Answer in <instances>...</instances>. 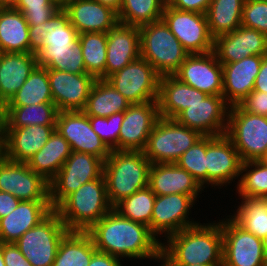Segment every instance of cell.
I'll list each match as a JSON object with an SVG mask.
<instances>
[{
  "mask_svg": "<svg viewBox=\"0 0 267 266\" xmlns=\"http://www.w3.org/2000/svg\"><path fill=\"white\" fill-rule=\"evenodd\" d=\"M176 164L191 174L203 188H206V136H203L184 152Z\"/></svg>",
  "mask_w": 267,
  "mask_h": 266,
  "instance_id": "obj_43",
  "label": "cell"
},
{
  "mask_svg": "<svg viewBox=\"0 0 267 266\" xmlns=\"http://www.w3.org/2000/svg\"><path fill=\"white\" fill-rule=\"evenodd\" d=\"M262 240H263L264 255H265V258L267 259V235Z\"/></svg>",
  "mask_w": 267,
  "mask_h": 266,
  "instance_id": "obj_58",
  "label": "cell"
},
{
  "mask_svg": "<svg viewBox=\"0 0 267 266\" xmlns=\"http://www.w3.org/2000/svg\"><path fill=\"white\" fill-rule=\"evenodd\" d=\"M174 76L207 95H222L223 68L214 51L189 54Z\"/></svg>",
  "mask_w": 267,
  "mask_h": 266,
  "instance_id": "obj_20",
  "label": "cell"
},
{
  "mask_svg": "<svg viewBox=\"0 0 267 266\" xmlns=\"http://www.w3.org/2000/svg\"><path fill=\"white\" fill-rule=\"evenodd\" d=\"M123 119L124 112L115 113L109 117L89 116L93 131L110 150H118V138Z\"/></svg>",
  "mask_w": 267,
  "mask_h": 266,
  "instance_id": "obj_44",
  "label": "cell"
},
{
  "mask_svg": "<svg viewBox=\"0 0 267 266\" xmlns=\"http://www.w3.org/2000/svg\"><path fill=\"white\" fill-rule=\"evenodd\" d=\"M121 259L107 253L96 251L88 266H123Z\"/></svg>",
  "mask_w": 267,
  "mask_h": 266,
  "instance_id": "obj_52",
  "label": "cell"
},
{
  "mask_svg": "<svg viewBox=\"0 0 267 266\" xmlns=\"http://www.w3.org/2000/svg\"><path fill=\"white\" fill-rule=\"evenodd\" d=\"M157 262H161L160 266H170L162 257Z\"/></svg>",
  "mask_w": 267,
  "mask_h": 266,
  "instance_id": "obj_62",
  "label": "cell"
},
{
  "mask_svg": "<svg viewBox=\"0 0 267 266\" xmlns=\"http://www.w3.org/2000/svg\"><path fill=\"white\" fill-rule=\"evenodd\" d=\"M0 52H30L29 25L15 8H0Z\"/></svg>",
  "mask_w": 267,
  "mask_h": 266,
  "instance_id": "obj_31",
  "label": "cell"
},
{
  "mask_svg": "<svg viewBox=\"0 0 267 266\" xmlns=\"http://www.w3.org/2000/svg\"><path fill=\"white\" fill-rule=\"evenodd\" d=\"M225 135L243 162L260 160L267 148V117L231 106Z\"/></svg>",
  "mask_w": 267,
  "mask_h": 266,
  "instance_id": "obj_8",
  "label": "cell"
},
{
  "mask_svg": "<svg viewBox=\"0 0 267 266\" xmlns=\"http://www.w3.org/2000/svg\"><path fill=\"white\" fill-rule=\"evenodd\" d=\"M214 53L223 64L234 63L253 55H267V36L255 29L239 26L214 39Z\"/></svg>",
  "mask_w": 267,
  "mask_h": 266,
  "instance_id": "obj_23",
  "label": "cell"
},
{
  "mask_svg": "<svg viewBox=\"0 0 267 266\" xmlns=\"http://www.w3.org/2000/svg\"><path fill=\"white\" fill-rule=\"evenodd\" d=\"M262 266H267V259L265 260Z\"/></svg>",
  "mask_w": 267,
  "mask_h": 266,
  "instance_id": "obj_64",
  "label": "cell"
},
{
  "mask_svg": "<svg viewBox=\"0 0 267 266\" xmlns=\"http://www.w3.org/2000/svg\"><path fill=\"white\" fill-rule=\"evenodd\" d=\"M97 251L122 258H161L162 240L150 228L121 216L113 208L88 231Z\"/></svg>",
  "mask_w": 267,
  "mask_h": 266,
  "instance_id": "obj_1",
  "label": "cell"
},
{
  "mask_svg": "<svg viewBox=\"0 0 267 266\" xmlns=\"http://www.w3.org/2000/svg\"><path fill=\"white\" fill-rule=\"evenodd\" d=\"M46 35L44 22L38 25H29L30 53L37 54L42 49L43 39Z\"/></svg>",
  "mask_w": 267,
  "mask_h": 266,
  "instance_id": "obj_50",
  "label": "cell"
},
{
  "mask_svg": "<svg viewBox=\"0 0 267 266\" xmlns=\"http://www.w3.org/2000/svg\"><path fill=\"white\" fill-rule=\"evenodd\" d=\"M58 110L53 102L26 106H5L1 111V128L32 125H56Z\"/></svg>",
  "mask_w": 267,
  "mask_h": 266,
  "instance_id": "obj_32",
  "label": "cell"
},
{
  "mask_svg": "<svg viewBox=\"0 0 267 266\" xmlns=\"http://www.w3.org/2000/svg\"><path fill=\"white\" fill-rule=\"evenodd\" d=\"M260 161L264 162V163H267V148H266V151L265 153L263 154L262 158L260 159Z\"/></svg>",
  "mask_w": 267,
  "mask_h": 266,
  "instance_id": "obj_61",
  "label": "cell"
},
{
  "mask_svg": "<svg viewBox=\"0 0 267 266\" xmlns=\"http://www.w3.org/2000/svg\"><path fill=\"white\" fill-rule=\"evenodd\" d=\"M161 19L189 54L213 51L214 38L206 14L177 10L166 3Z\"/></svg>",
  "mask_w": 267,
  "mask_h": 266,
  "instance_id": "obj_12",
  "label": "cell"
},
{
  "mask_svg": "<svg viewBox=\"0 0 267 266\" xmlns=\"http://www.w3.org/2000/svg\"><path fill=\"white\" fill-rule=\"evenodd\" d=\"M56 2L60 7H62L68 0H53Z\"/></svg>",
  "mask_w": 267,
  "mask_h": 266,
  "instance_id": "obj_60",
  "label": "cell"
},
{
  "mask_svg": "<svg viewBox=\"0 0 267 266\" xmlns=\"http://www.w3.org/2000/svg\"><path fill=\"white\" fill-rule=\"evenodd\" d=\"M190 86L174 75L162 76L159 79L158 106L162 118L175 119L189 107Z\"/></svg>",
  "mask_w": 267,
  "mask_h": 266,
  "instance_id": "obj_36",
  "label": "cell"
},
{
  "mask_svg": "<svg viewBox=\"0 0 267 266\" xmlns=\"http://www.w3.org/2000/svg\"><path fill=\"white\" fill-rule=\"evenodd\" d=\"M14 8L23 14L28 25H38L48 21L62 7L53 0H19Z\"/></svg>",
  "mask_w": 267,
  "mask_h": 266,
  "instance_id": "obj_45",
  "label": "cell"
},
{
  "mask_svg": "<svg viewBox=\"0 0 267 266\" xmlns=\"http://www.w3.org/2000/svg\"><path fill=\"white\" fill-rule=\"evenodd\" d=\"M0 110H1V91H0Z\"/></svg>",
  "mask_w": 267,
  "mask_h": 266,
  "instance_id": "obj_65",
  "label": "cell"
},
{
  "mask_svg": "<svg viewBox=\"0 0 267 266\" xmlns=\"http://www.w3.org/2000/svg\"><path fill=\"white\" fill-rule=\"evenodd\" d=\"M46 102H53L47 68L37 65L5 106L37 105Z\"/></svg>",
  "mask_w": 267,
  "mask_h": 266,
  "instance_id": "obj_37",
  "label": "cell"
},
{
  "mask_svg": "<svg viewBox=\"0 0 267 266\" xmlns=\"http://www.w3.org/2000/svg\"><path fill=\"white\" fill-rule=\"evenodd\" d=\"M151 162L140 151L111 150L104 161L103 175L112 207L148 186Z\"/></svg>",
  "mask_w": 267,
  "mask_h": 266,
  "instance_id": "obj_4",
  "label": "cell"
},
{
  "mask_svg": "<svg viewBox=\"0 0 267 266\" xmlns=\"http://www.w3.org/2000/svg\"><path fill=\"white\" fill-rule=\"evenodd\" d=\"M167 0H122L119 23L141 26L161 20Z\"/></svg>",
  "mask_w": 267,
  "mask_h": 266,
  "instance_id": "obj_40",
  "label": "cell"
},
{
  "mask_svg": "<svg viewBox=\"0 0 267 266\" xmlns=\"http://www.w3.org/2000/svg\"><path fill=\"white\" fill-rule=\"evenodd\" d=\"M242 201L229 215L240 227L260 239L267 235V198L239 197Z\"/></svg>",
  "mask_w": 267,
  "mask_h": 266,
  "instance_id": "obj_38",
  "label": "cell"
},
{
  "mask_svg": "<svg viewBox=\"0 0 267 266\" xmlns=\"http://www.w3.org/2000/svg\"><path fill=\"white\" fill-rule=\"evenodd\" d=\"M56 125L1 128L0 153L14 162H27L47 143Z\"/></svg>",
  "mask_w": 267,
  "mask_h": 266,
  "instance_id": "obj_22",
  "label": "cell"
},
{
  "mask_svg": "<svg viewBox=\"0 0 267 266\" xmlns=\"http://www.w3.org/2000/svg\"><path fill=\"white\" fill-rule=\"evenodd\" d=\"M36 54L0 52L1 111L37 66Z\"/></svg>",
  "mask_w": 267,
  "mask_h": 266,
  "instance_id": "obj_29",
  "label": "cell"
},
{
  "mask_svg": "<svg viewBox=\"0 0 267 266\" xmlns=\"http://www.w3.org/2000/svg\"><path fill=\"white\" fill-rule=\"evenodd\" d=\"M140 54L162 76L174 75L189 53L161 19L139 26Z\"/></svg>",
  "mask_w": 267,
  "mask_h": 266,
  "instance_id": "obj_6",
  "label": "cell"
},
{
  "mask_svg": "<svg viewBox=\"0 0 267 266\" xmlns=\"http://www.w3.org/2000/svg\"><path fill=\"white\" fill-rule=\"evenodd\" d=\"M3 259L5 266H32L15 243L3 244Z\"/></svg>",
  "mask_w": 267,
  "mask_h": 266,
  "instance_id": "obj_49",
  "label": "cell"
},
{
  "mask_svg": "<svg viewBox=\"0 0 267 266\" xmlns=\"http://www.w3.org/2000/svg\"><path fill=\"white\" fill-rule=\"evenodd\" d=\"M148 187L157 195L185 194L195 201L204 188L176 163L151 164Z\"/></svg>",
  "mask_w": 267,
  "mask_h": 266,
  "instance_id": "obj_25",
  "label": "cell"
},
{
  "mask_svg": "<svg viewBox=\"0 0 267 266\" xmlns=\"http://www.w3.org/2000/svg\"><path fill=\"white\" fill-rule=\"evenodd\" d=\"M211 0H167L174 9L206 14Z\"/></svg>",
  "mask_w": 267,
  "mask_h": 266,
  "instance_id": "obj_48",
  "label": "cell"
},
{
  "mask_svg": "<svg viewBox=\"0 0 267 266\" xmlns=\"http://www.w3.org/2000/svg\"><path fill=\"white\" fill-rule=\"evenodd\" d=\"M230 107L222 95H208L190 104L175 120L202 136H219L226 133Z\"/></svg>",
  "mask_w": 267,
  "mask_h": 266,
  "instance_id": "obj_15",
  "label": "cell"
},
{
  "mask_svg": "<svg viewBox=\"0 0 267 266\" xmlns=\"http://www.w3.org/2000/svg\"><path fill=\"white\" fill-rule=\"evenodd\" d=\"M68 231L53 210L37 226L26 231L15 245L32 266H52L59 243Z\"/></svg>",
  "mask_w": 267,
  "mask_h": 266,
  "instance_id": "obj_10",
  "label": "cell"
},
{
  "mask_svg": "<svg viewBox=\"0 0 267 266\" xmlns=\"http://www.w3.org/2000/svg\"><path fill=\"white\" fill-rule=\"evenodd\" d=\"M170 266H222V265L192 264V265H170Z\"/></svg>",
  "mask_w": 267,
  "mask_h": 266,
  "instance_id": "obj_59",
  "label": "cell"
},
{
  "mask_svg": "<svg viewBox=\"0 0 267 266\" xmlns=\"http://www.w3.org/2000/svg\"><path fill=\"white\" fill-rule=\"evenodd\" d=\"M96 251L87 231H68L59 243L52 266H88Z\"/></svg>",
  "mask_w": 267,
  "mask_h": 266,
  "instance_id": "obj_33",
  "label": "cell"
},
{
  "mask_svg": "<svg viewBox=\"0 0 267 266\" xmlns=\"http://www.w3.org/2000/svg\"><path fill=\"white\" fill-rule=\"evenodd\" d=\"M3 242L0 240V266H5V262L3 259Z\"/></svg>",
  "mask_w": 267,
  "mask_h": 266,
  "instance_id": "obj_57",
  "label": "cell"
},
{
  "mask_svg": "<svg viewBox=\"0 0 267 266\" xmlns=\"http://www.w3.org/2000/svg\"><path fill=\"white\" fill-rule=\"evenodd\" d=\"M140 56L139 27L118 23L107 32L105 79Z\"/></svg>",
  "mask_w": 267,
  "mask_h": 266,
  "instance_id": "obj_27",
  "label": "cell"
},
{
  "mask_svg": "<svg viewBox=\"0 0 267 266\" xmlns=\"http://www.w3.org/2000/svg\"><path fill=\"white\" fill-rule=\"evenodd\" d=\"M242 163L238 151L225 134L206 136L207 187L221 189L237 178L239 182Z\"/></svg>",
  "mask_w": 267,
  "mask_h": 266,
  "instance_id": "obj_14",
  "label": "cell"
},
{
  "mask_svg": "<svg viewBox=\"0 0 267 266\" xmlns=\"http://www.w3.org/2000/svg\"><path fill=\"white\" fill-rule=\"evenodd\" d=\"M104 161L99 157L72 151L62 168L49 182V201L54 210L81 185L103 175Z\"/></svg>",
  "mask_w": 267,
  "mask_h": 266,
  "instance_id": "obj_9",
  "label": "cell"
},
{
  "mask_svg": "<svg viewBox=\"0 0 267 266\" xmlns=\"http://www.w3.org/2000/svg\"><path fill=\"white\" fill-rule=\"evenodd\" d=\"M0 140H1V110H0Z\"/></svg>",
  "mask_w": 267,
  "mask_h": 266,
  "instance_id": "obj_63",
  "label": "cell"
},
{
  "mask_svg": "<svg viewBox=\"0 0 267 266\" xmlns=\"http://www.w3.org/2000/svg\"><path fill=\"white\" fill-rule=\"evenodd\" d=\"M56 130L68 141L71 150L95 155L105 161L111 150L93 131L83 111H58Z\"/></svg>",
  "mask_w": 267,
  "mask_h": 266,
  "instance_id": "obj_18",
  "label": "cell"
},
{
  "mask_svg": "<svg viewBox=\"0 0 267 266\" xmlns=\"http://www.w3.org/2000/svg\"><path fill=\"white\" fill-rule=\"evenodd\" d=\"M52 211L49 200L21 201L13 212L0 219V240L15 243Z\"/></svg>",
  "mask_w": 267,
  "mask_h": 266,
  "instance_id": "obj_28",
  "label": "cell"
},
{
  "mask_svg": "<svg viewBox=\"0 0 267 266\" xmlns=\"http://www.w3.org/2000/svg\"><path fill=\"white\" fill-rule=\"evenodd\" d=\"M159 79L154 67L141 56L106 78L131 104L157 101Z\"/></svg>",
  "mask_w": 267,
  "mask_h": 266,
  "instance_id": "obj_11",
  "label": "cell"
},
{
  "mask_svg": "<svg viewBox=\"0 0 267 266\" xmlns=\"http://www.w3.org/2000/svg\"><path fill=\"white\" fill-rule=\"evenodd\" d=\"M194 203L196 204V201L190 195H156L152 210L151 233L157 239L161 234L167 239L187 227L198 224L199 222L189 218Z\"/></svg>",
  "mask_w": 267,
  "mask_h": 266,
  "instance_id": "obj_17",
  "label": "cell"
},
{
  "mask_svg": "<svg viewBox=\"0 0 267 266\" xmlns=\"http://www.w3.org/2000/svg\"><path fill=\"white\" fill-rule=\"evenodd\" d=\"M53 103L58 111H83L96 78L47 69Z\"/></svg>",
  "mask_w": 267,
  "mask_h": 266,
  "instance_id": "obj_21",
  "label": "cell"
},
{
  "mask_svg": "<svg viewBox=\"0 0 267 266\" xmlns=\"http://www.w3.org/2000/svg\"><path fill=\"white\" fill-rule=\"evenodd\" d=\"M130 104L106 79H97L83 112L87 116L109 117L126 111Z\"/></svg>",
  "mask_w": 267,
  "mask_h": 266,
  "instance_id": "obj_34",
  "label": "cell"
},
{
  "mask_svg": "<svg viewBox=\"0 0 267 266\" xmlns=\"http://www.w3.org/2000/svg\"><path fill=\"white\" fill-rule=\"evenodd\" d=\"M244 3L245 0H211L206 16L214 39L241 26Z\"/></svg>",
  "mask_w": 267,
  "mask_h": 266,
  "instance_id": "obj_35",
  "label": "cell"
},
{
  "mask_svg": "<svg viewBox=\"0 0 267 266\" xmlns=\"http://www.w3.org/2000/svg\"><path fill=\"white\" fill-rule=\"evenodd\" d=\"M208 95L206 93H203L202 91L193 88L190 86V99H189V105L194 102H201L204 100Z\"/></svg>",
  "mask_w": 267,
  "mask_h": 266,
  "instance_id": "obj_54",
  "label": "cell"
},
{
  "mask_svg": "<svg viewBox=\"0 0 267 266\" xmlns=\"http://www.w3.org/2000/svg\"><path fill=\"white\" fill-rule=\"evenodd\" d=\"M244 111L267 117V93L252 90L250 94L238 104Z\"/></svg>",
  "mask_w": 267,
  "mask_h": 266,
  "instance_id": "obj_47",
  "label": "cell"
},
{
  "mask_svg": "<svg viewBox=\"0 0 267 266\" xmlns=\"http://www.w3.org/2000/svg\"><path fill=\"white\" fill-rule=\"evenodd\" d=\"M0 191L21 201L49 200V182L26 162H14L0 153Z\"/></svg>",
  "mask_w": 267,
  "mask_h": 266,
  "instance_id": "obj_16",
  "label": "cell"
},
{
  "mask_svg": "<svg viewBox=\"0 0 267 266\" xmlns=\"http://www.w3.org/2000/svg\"><path fill=\"white\" fill-rule=\"evenodd\" d=\"M161 245V257L169 265H222L221 222L199 223L169 236Z\"/></svg>",
  "mask_w": 267,
  "mask_h": 266,
  "instance_id": "obj_2",
  "label": "cell"
},
{
  "mask_svg": "<svg viewBox=\"0 0 267 266\" xmlns=\"http://www.w3.org/2000/svg\"><path fill=\"white\" fill-rule=\"evenodd\" d=\"M156 194L147 186L118 202L113 209L121 216L150 228Z\"/></svg>",
  "mask_w": 267,
  "mask_h": 266,
  "instance_id": "obj_41",
  "label": "cell"
},
{
  "mask_svg": "<svg viewBox=\"0 0 267 266\" xmlns=\"http://www.w3.org/2000/svg\"><path fill=\"white\" fill-rule=\"evenodd\" d=\"M241 26L258 30L267 36V1L245 0Z\"/></svg>",
  "mask_w": 267,
  "mask_h": 266,
  "instance_id": "obj_46",
  "label": "cell"
},
{
  "mask_svg": "<svg viewBox=\"0 0 267 266\" xmlns=\"http://www.w3.org/2000/svg\"><path fill=\"white\" fill-rule=\"evenodd\" d=\"M71 152L68 141L55 130L47 143L40 151L31 156L26 164L35 173L50 182L62 168Z\"/></svg>",
  "mask_w": 267,
  "mask_h": 266,
  "instance_id": "obj_30",
  "label": "cell"
},
{
  "mask_svg": "<svg viewBox=\"0 0 267 266\" xmlns=\"http://www.w3.org/2000/svg\"><path fill=\"white\" fill-rule=\"evenodd\" d=\"M62 9L79 34L107 33L119 23L118 13L96 0H68Z\"/></svg>",
  "mask_w": 267,
  "mask_h": 266,
  "instance_id": "obj_24",
  "label": "cell"
},
{
  "mask_svg": "<svg viewBox=\"0 0 267 266\" xmlns=\"http://www.w3.org/2000/svg\"><path fill=\"white\" fill-rule=\"evenodd\" d=\"M96 1L100 2L101 4L105 6L112 8L114 11L119 13L122 0H96Z\"/></svg>",
  "mask_w": 267,
  "mask_h": 266,
  "instance_id": "obj_55",
  "label": "cell"
},
{
  "mask_svg": "<svg viewBox=\"0 0 267 266\" xmlns=\"http://www.w3.org/2000/svg\"><path fill=\"white\" fill-rule=\"evenodd\" d=\"M20 202L21 200L12 194L0 191V219L13 212Z\"/></svg>",
  "mask_w": 267,
  "mask_h": 266,
  "instance_id": "obj_51",
  "label": "cell"
},
{
  "mask_svg": "<svg viewBox=\"0 0 267 266\" xmlns=\"http://www.w3.org/2000/svg\"><path fill=\"white\" fill-rule=\"evenodd\" d=\"M263 56L253 55L240 61L223 64L222 96L230 106L238 105L253 90Z\"/></svg>",
  "mask_w": 267,
  "mask_h": 266,
  "instance_id": "obj_26",
  "label": "cell"
},
{
  "mask_svg": "<svg viewBox=\"0 0 267 266\" xmlns=\"http://www.w3.org/2000/svg\"><path fill=\"white\" fill-rule=\"evenodd\" d=\"M227 217L220 220L222 266H262L266 260L263 240L244 230L229 215Z\"/></svg>",
  "mask_w": 267,
  "mask_h": 266,
  "instance_id": "obj_13",
  "label": "cell"
},
{
  "mask_svg": "<svg viewBox=\"0 0 267 266\" xmlns=\"http://www.w3.org/2000/svg\"><path fill=\"white\" fill-rule=\"evenodd\" d=\"M253 90L267 93V55L263 56L259 73L255 78Z\"/></svg>",
  "mask_w": 267,
  "mask_h": 266,
  "instance_id": "obj_53",
  "label": "cell"
},
{
  "mask_svg": "<svg viewBox=\"0 0 267 266\" xmlns=\"http://www.w3.org/2000/svg\"><path fill=\"white\" fill-rule=\"evenodd\" d=\"M159 118L158 101L130 104L124 111L118 150L143 152L148 137Z\"/></svg>",
  "mask_w": 267,
  "mask_h": 266,
  "instance_id": "obj_19",
  "label": "cell"
},
{
  "mask_svg": "<svg viewBox=\"0 0 267 266\" xmlns=\"http://www.w3.org/2000/svg\"><path fill=\"white\" fill-rule=\"evenodd\" d=\"M44 26L47 35L42 49L36 54L37 64L47 69L87 74L78 42L79 33L71 25L67 13L61 8L44 22Z\"/></svg>",
  "mask_w": 267,
  "mask_h": 266,
  "instance_id": "obj_3",
  "label": "cell"
},
{
  "mask_svg": "<svg viewBox=\"0 0 267 266\" xmlns=\"http://www.w3.org/2000/svg\"><path fill=\"white\" fill-rule=\"evenodd\" d=\"M236 192L240 197L267 198V163L243 162Z\"/></svg>",
  "mask_w": 267,
  "mask_h": 266,
  "instance_id": "obj_42",
  "label": "cell"
},
{
  "mask_svg": "<svg viewBox=\"0 0 267 266\" xmlns=\"http://www.w3.org/2000/svg\"><path fill=\"white\" fill-rule=\"evenodd\" d=\"M87 74L105 79L107 33L85 32L78 35Z\"/></svg>",
  "mask_w": 267,
  "mask_h": 266,
  "instance_id": "obj_39",
  "label": "cell"
},
{
  "mask_svg": "<svg viewBox=\"0 0 267 266\" xmlns=\"http://www.w3.org/2000/svg\"><path fill=\"white\" fill-rule=\"evenodd\" d=\"M202 137L198 131L179 124L175 119L160 117L143 153L151 164L176 163Z\"/></svg>",
  "mask_w": 267,
  "mask_h": 266,
  "instance_id": "obj_7",
  "label": "cell"
},
{
  "mask_svg": "<svg viewBox=\"0 0 267 266\" xmlns=\"http://www.w3.org/2000/svg\"><path fill=\"white\" fill-rule=\"evenodd\" d=\"M19 0H1V8H14Z\"/></svg>",
  "mask_w": 267,
  "mask_h": 266,
  "instance_id": "obj_56",
  "label": "cell"
},
{
  "mask_svg": "<svg viewBox=\"0 0 267 266\" xmlns=\"http://www.w3.org/2000/svg\"><path fill=\"white\" fill-rule=\"evenodd\" d=\"M113 207L108 197L104 175L81 185L54 211L69 231H88Z\"/></svg>",
  "mask_w": 267,
  "mask_h": 266,
  "instance_id": "obj_5",
  "label": "cell"
}]
</instances>
